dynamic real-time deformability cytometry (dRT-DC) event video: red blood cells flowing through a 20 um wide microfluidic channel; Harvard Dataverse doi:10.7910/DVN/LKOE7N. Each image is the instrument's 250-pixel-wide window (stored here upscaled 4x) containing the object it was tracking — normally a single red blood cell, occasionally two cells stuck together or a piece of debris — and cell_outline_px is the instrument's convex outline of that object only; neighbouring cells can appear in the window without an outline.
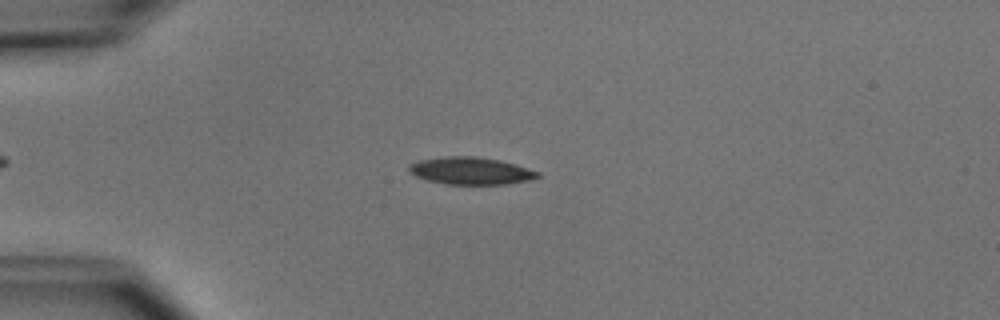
{"species": "common noctule bat (a hibernating species)", "species_latin": "Nyctalus noctula", "temperature_condition": "cold", "stored_images_in_passage": 5, "camera_frame_rate_fps": 3000, "um_per_image_px": 0.085, "animal": {"sex": "male", "body_mass_g": 15.6}, "frame": {"image": 1, "passage_image": 3, "time_ms": 2.333, "image_size_px": [1000, 320], "cell_outline_px": [[540, 176], [528, 180], [508, 184], [444, 184], [428, 180], [416, 176], [408, 172], [408, 164], [420, 160], [448, 156], [476, 156], [500, 160], [540, 172]], "centroid_in_image_um": [39.98, 14.52], "position_along_channel_um": 45.0, "area_um2": 20.4}}